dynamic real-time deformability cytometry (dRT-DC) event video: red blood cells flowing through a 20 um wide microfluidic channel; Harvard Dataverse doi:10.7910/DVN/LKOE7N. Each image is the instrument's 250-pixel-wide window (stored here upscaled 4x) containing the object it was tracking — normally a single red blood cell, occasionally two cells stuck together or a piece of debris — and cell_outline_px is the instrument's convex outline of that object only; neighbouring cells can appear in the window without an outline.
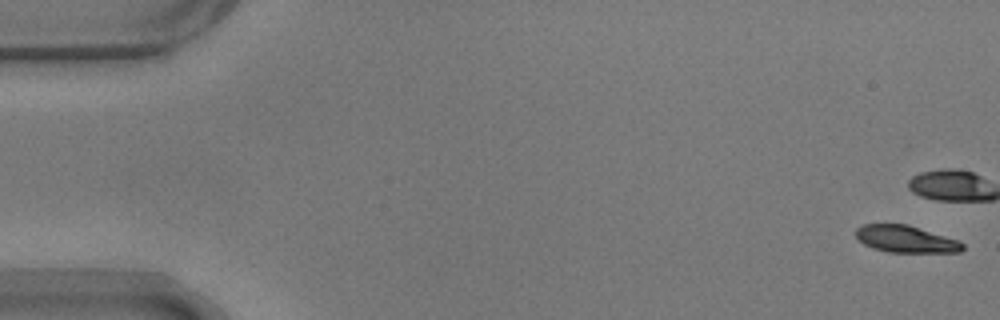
{"species": "common noctule bat (a hibernating species)", "species_latin": "Nyctalus noctula", "temperature_condition": "warm", "stored_images_in_passage": 13, "camera_frame_rate_fps": 3000, "um_per_image_px": 0.085, "animal": {"sex": "male", "body_mass_g": 17.9}, "frame": {"image": 1, "passage_image": 1, "time_ms": 0.0, "image_size_px": [1000, 320], "cell_outline_px": [[964, 248], [960, 252], [888, 252], [872, 248], [856, 240], [856, 228], [864, 224], [908, 224], [960, 240], [964, 244]], "centroid_in_image_um": [76.99, 20.32], "position_along_channel_um": 8.0, "area_um2": 16.99}}